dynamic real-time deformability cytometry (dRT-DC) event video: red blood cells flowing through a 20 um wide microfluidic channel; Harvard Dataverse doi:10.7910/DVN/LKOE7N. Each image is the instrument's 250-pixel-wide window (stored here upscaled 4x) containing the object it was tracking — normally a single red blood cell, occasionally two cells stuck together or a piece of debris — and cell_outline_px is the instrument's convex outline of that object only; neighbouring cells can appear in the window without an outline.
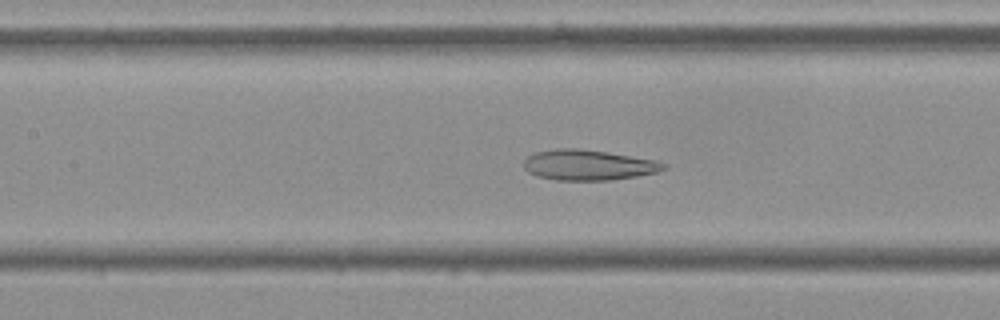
{"species": "Egyptian fruit bat (a non-hibernating species)", "species_latin": "Rousettus aegyptiacus", "temperature_condition": "cold", "stored_images_in_passage": 50, "camera_frame_rate_fps": 3000, "um_per_image_px": 0.085, "frame": {"image": 1, "passage_image": 25, "time_ms": 8.0, "image_size_px": [1000, 320], "cell_outline_px": [[668, 168], [656, 172], [636, 176], [612, 180], [556, 180], [536, 176], [528, 172], [524, 168], [524, 160], [528, 156], [536, 152], [556, 148], [580, 148], [608, 152], [656, 160], [668, 164]], "centroid_in_image_um": [50.02, 14.02], "position_along_channel_um": 157.4, "area_um2": 24.97}}
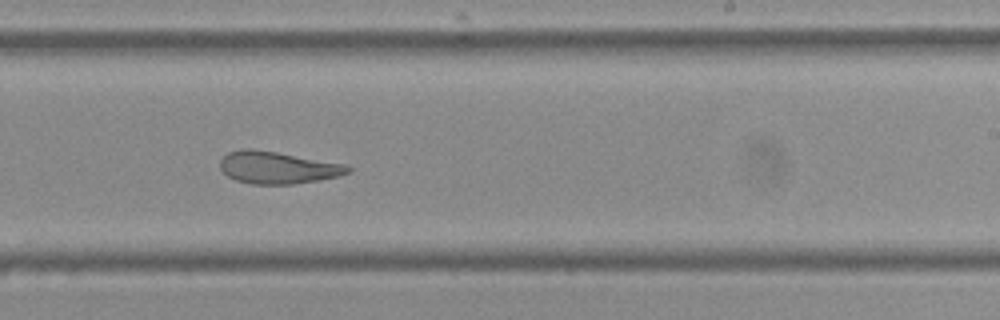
{"frame": {"image": 2, "passage_image": 34, "time_ms": 11.0, "image_size_px": [1000, 320], "cell_outline_px": [[352, 172], [340, 176], [292, 184], [252, 184], [236, 180], [228, 176], [220, 168], [220, 160], [228, 152], [244, 148], [252, 148], [276, 152], [344, 164], [352, 168]], "centroid_in_image_um": [23.59, 14.24], "position_along_channel_um": 265.4, "area_um2": 23.81}}
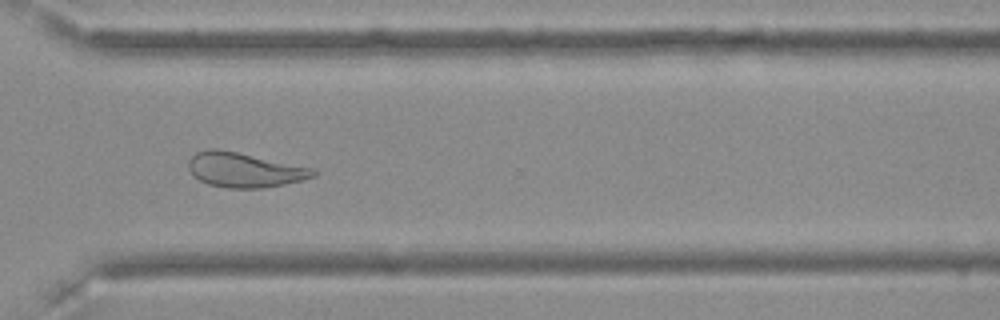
{"frame": {"image": 3, "passage_image": 41, "time_ms": 13.333, "image_size_px": [1000, 320], "cell_outline_px": [[320, 172], [316, 176], [284, 184], [264, 188], [228, 188], [208, 184], [200, 180], [188, 168], [188, 160], [196, 152], [208, 148], [220, 148], [316, 168]], "centroid_in_image_um": [20.82, 14.42], "position_along_channel_um": 349.8, "area_um2": 25.55}}